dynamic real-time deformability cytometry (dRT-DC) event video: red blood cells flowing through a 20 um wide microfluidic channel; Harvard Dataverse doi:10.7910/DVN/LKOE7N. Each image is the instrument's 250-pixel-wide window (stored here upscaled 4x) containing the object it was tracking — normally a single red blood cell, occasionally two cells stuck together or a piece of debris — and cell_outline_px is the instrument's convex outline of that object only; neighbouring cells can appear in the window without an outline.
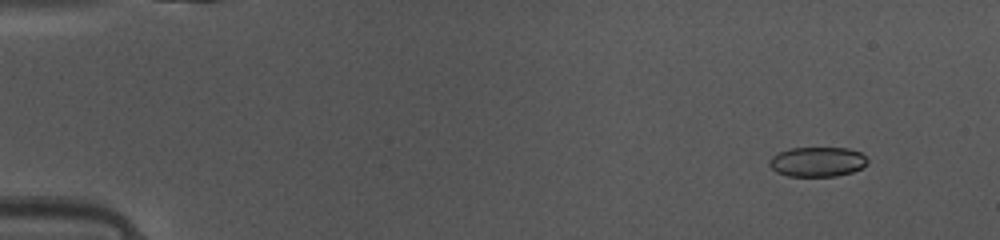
{"species": "common noctule bat (a hibernating species)", "species_latin": "Nyctalus noctula", "temperature_condition": "warm", "stored_images_in_passage": 49, "camera_frame_rate_fps": 3000, "um_per_image_px": 0.085, "animal": {"sex": "female", "body_mass_g": 10.0, "forearm_length_mm": 53.1}, "frame": {"image": 1, "passage_image": 5, "time_ms": 1.333, "image_size_px": [1000, 240], "cell_outline_px": [[868, 164], [852, 172], [836, 176], [788, 176], [776, 172], [768, 164], [768, 160], [772, 156], [788, 148], [848, 148], [860, 152], [868, 160]], "centroid_in_image_um": [69.46, 13.75], "position_along_channel_um": 15.5, "area_um2": 17.05}}
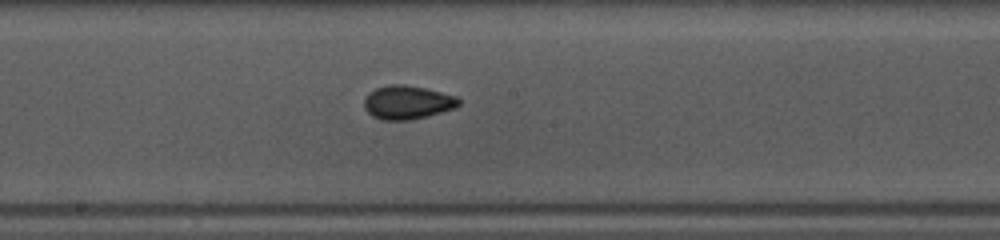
{"frame": {"image": 2, "passage_image": 27, "time_ms": 8.667, "image_size_px": [1000, 240], "cell_outline_px": [[460, 104], [452, 108], [440, 112], [408, 120], [384, 120], [372, 116], [364, 108], [364, 100], [368, 92], [376, 88], [388, 84], [404, 84], [424, 88], [456, 96], [460, 100]], "centroid_in_image_um": [34.57, 8.68], "position_along_channel_um": 213.6, "area_um2": 18.32}}
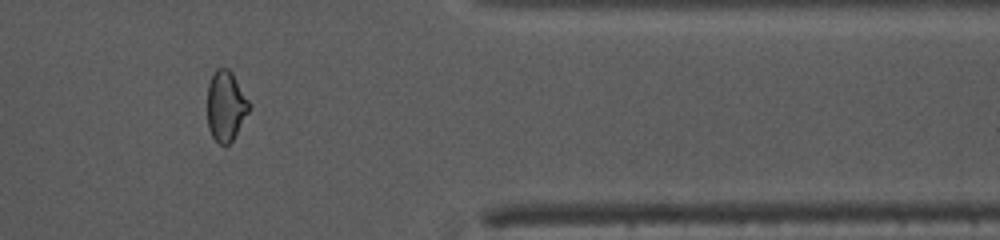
{"frame": {"image": 3, "passage_image": 41, "time_ms": 13.333, "image_size_px": [1000, 240], "cell_outline_px": [[252, 104], [248, 112], [232, 140], [228, 144], [220, 144], [212, 136], [208, 128], [208, 84], [212, 72], [216, 68], [228, 68], [232, 72]], "centroid_in_image_um": [19.2, 8.96], "position_along_channel_um": 392.2, "area_um2": 17.11}, "authors_computed_cell_mechanics": {"area_um2": 17.8602, "velocity_mm_per_s": 4.1569, "shape_relaxation_time_tau1_ms": 3.3766, "shape_relaxation_time_tau2_ms": 1.2957, "deformation_change_tau1": 0.0953, "deformation_change_tau2": 0.0485}}